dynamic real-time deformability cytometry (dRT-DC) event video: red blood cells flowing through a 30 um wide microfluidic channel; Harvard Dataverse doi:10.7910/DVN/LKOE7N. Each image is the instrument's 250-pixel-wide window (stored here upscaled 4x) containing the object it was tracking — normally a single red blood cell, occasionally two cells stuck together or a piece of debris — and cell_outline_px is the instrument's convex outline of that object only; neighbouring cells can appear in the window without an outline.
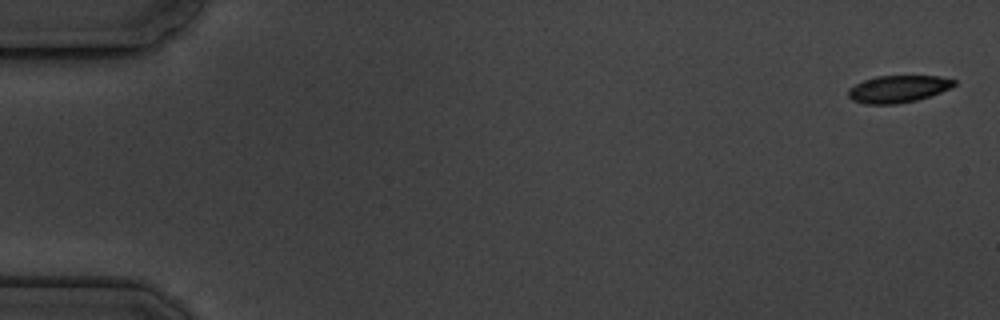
{"species": "common noctule bat (a hibernating species)", "species_latin": "Nyctalus noctula", "temperature_condition": "cold", "stored_images_in_passage": 5, "camera_frame_rate_fps": 3000, "um_per_image_px": 0.085, "animal": {"sex": "male", "body_mass_g": 19.5, "forearm_length_mm": 54.6}, "frame": {"image": 1, "passage_image": 1, "time_ms": 0.0, "image_size_px": [1000, 320], "cell_outline_px": [[956, 84], [940, 92], [916, 100], [896, 104], [864, 104], [852, 100], [848, 96], [848, 88], [864, 80], [876, 76], [940, 76], [956, 80]], "centroid_in_image_um": [76.3, 7.56], "position_along_channel_um": 8.7, "area_um2": 16.65}}
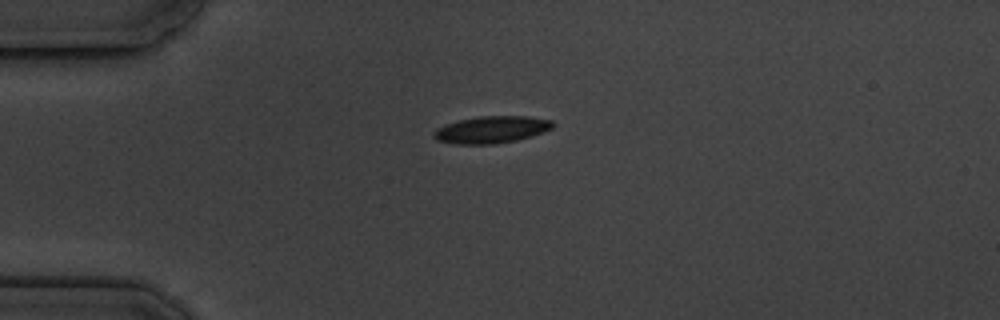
{"frame": {"image": 2, "passage_image": 4, "time_ms": 4.333, "image_size_px": [1000, 320], "cell_outline_px": [[556, 124], [552, 128], [544, 132], [532, 136], [516, 140], [492, 144], [456, 144], [436, 140], [432, 136], [432, 132], [436, 128], [460, 120], [480, 116], [528, 116], [552, 120]], "centroid_in_image_um": [41.79, 11.02], "position_along_channel_um": 43.2, "area_um2": 18.79}}